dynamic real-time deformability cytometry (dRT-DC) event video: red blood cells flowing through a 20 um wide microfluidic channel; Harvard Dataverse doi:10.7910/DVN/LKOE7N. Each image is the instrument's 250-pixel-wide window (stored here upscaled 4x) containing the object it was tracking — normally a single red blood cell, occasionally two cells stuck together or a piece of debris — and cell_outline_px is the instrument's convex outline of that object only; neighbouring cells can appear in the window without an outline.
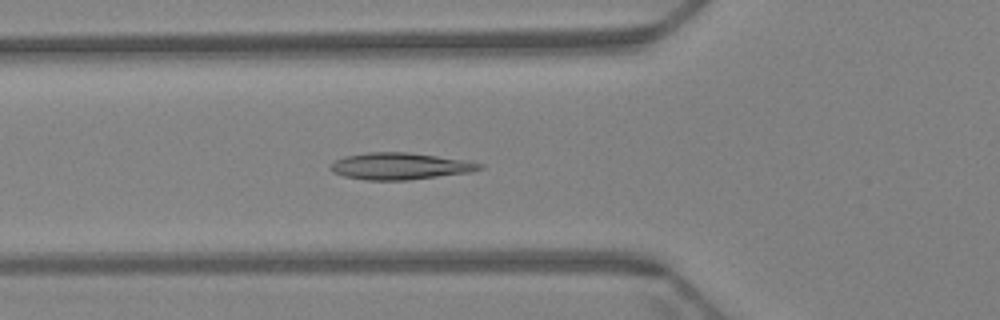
{"species": "Egyptian fruit bat (a non-hibernating species)", "species_latin": "Rousettus aegyptiacus", "temperature_condition": "warm", "stored_images_in_passage": 64, "camera_frame_rate_fps": 3000, "um_per_image_px": 0.085, "animal": {"sex": "female"}, "frame": {"image": 1, "passage_image": 23, "time_ms": 7.333, "image_size_px": [1000, 320], "cell_outline_px": [[484, 168], [472, 172], [408, 180], [364, 180], [344, 176], [332, 172], [328, 168], [336, 160], [344, 156], [368, 152], [404, 152], [436, 156], [484, 164]], "centroid_in_image_um": [33.97, 14.13], "position_along_channel_um": 91.8, "area_um2": 23.12}}
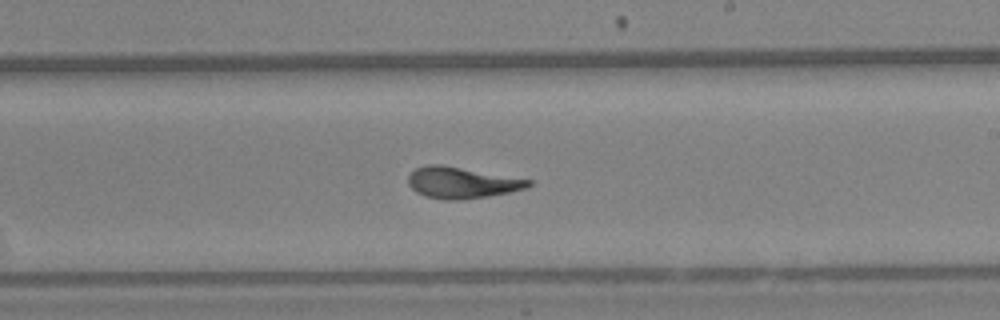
{"frame": {"image": 2, "passage_image": 38, "time_ms": 12.333, "image_size_px": [1000, 320], "cell_outline_px": [[532, 184], [528, 188], [488, 196], [460, 200], [444, 200], [424, 196], [416, 192], [408, 184], [408, 176], [416, 168], [428, 164], [440, 164], [532, 180]], "centroid_in_image_um": [39.23, 15.53], "position_along_channel_um": 249.8, "area_um2": 21.85}}
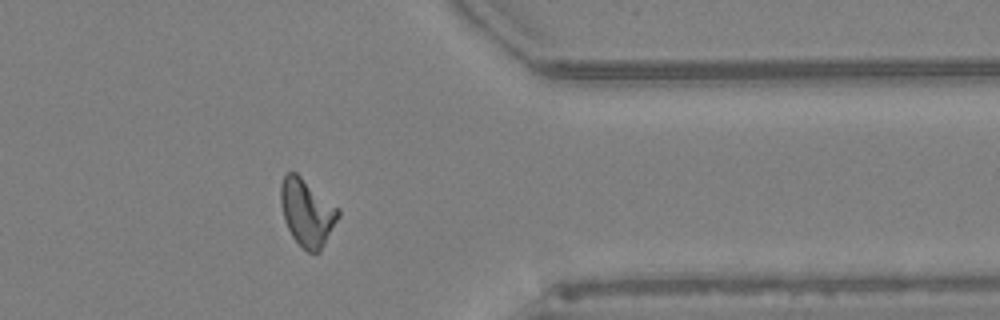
{"frame": {"image": 3, "passage_image": 52, "time_ms": 17.0, "image_size_px": [1000, 320], "cell_outline_px": [[340, 216], [320, 252], [308, 252], [292, 236], [284, 220], [280, 200], [280, 184], [284, 176], [288, 172], [296, 172], [340, 208]], "centroid_in_image_um": [26.11, 18.04], "position_along_channel_um": 385.3, "area_um2": 22.54}, "authors_computed_cell_mechanics": {"area_um2": 22.1085, "velocity_mm_per_s": 3.179, "shape_relaxation_time_tau1_ms": null, "shape_relaxation_time_tau2_ms": 1.8202, "deformation_change_tau1": null, "deformation_change_tau2": 0.0746}}